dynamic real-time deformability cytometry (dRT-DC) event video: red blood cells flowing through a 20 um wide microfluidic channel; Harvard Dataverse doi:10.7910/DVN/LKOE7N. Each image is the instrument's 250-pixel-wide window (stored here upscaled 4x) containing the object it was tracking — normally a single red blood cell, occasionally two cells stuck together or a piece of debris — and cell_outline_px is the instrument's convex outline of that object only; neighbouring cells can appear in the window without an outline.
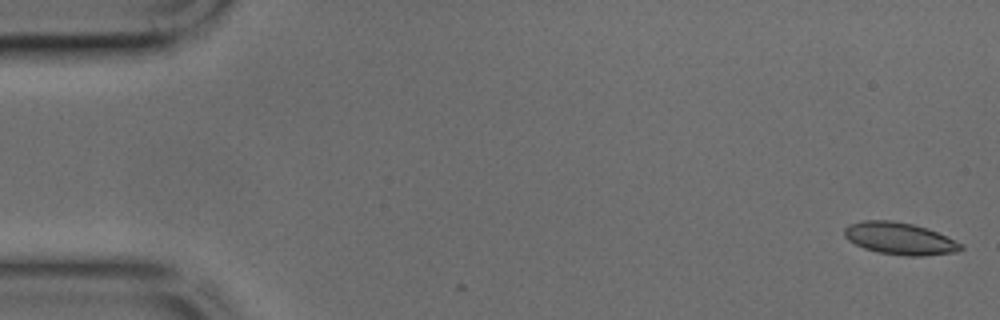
{"species": "common noctule bat (a hibernating species)", "species_latin": "Nyctalus noctula", "temperature_condition": "cold", "stored_images_in_passage": 3, "camera_frame_rate_fps": 3000, "um_per_image_px": 0.085, "animal": {"sex": "male", "body_mass_g": 17.9, "forearm_length_mm": 54.2}, "frame": {"image": 1, "passage_image": 1, "time_ms": 0.0, "image_size_px": [1000, 320], "cell_outline_px": [[964, 248], [956, 252], [920, 256], [904, 256], [880, 252], [864, 248], [848, 240], [844, 236], [844, 228], [848, 224], [864, 220], [892, 220], [912, 224], [928, 228], [964, 244]], "centroid_in_image_um": [76.48, 20.27], "position_along_channel_um": 8.5, "area_um2": 21.85}}